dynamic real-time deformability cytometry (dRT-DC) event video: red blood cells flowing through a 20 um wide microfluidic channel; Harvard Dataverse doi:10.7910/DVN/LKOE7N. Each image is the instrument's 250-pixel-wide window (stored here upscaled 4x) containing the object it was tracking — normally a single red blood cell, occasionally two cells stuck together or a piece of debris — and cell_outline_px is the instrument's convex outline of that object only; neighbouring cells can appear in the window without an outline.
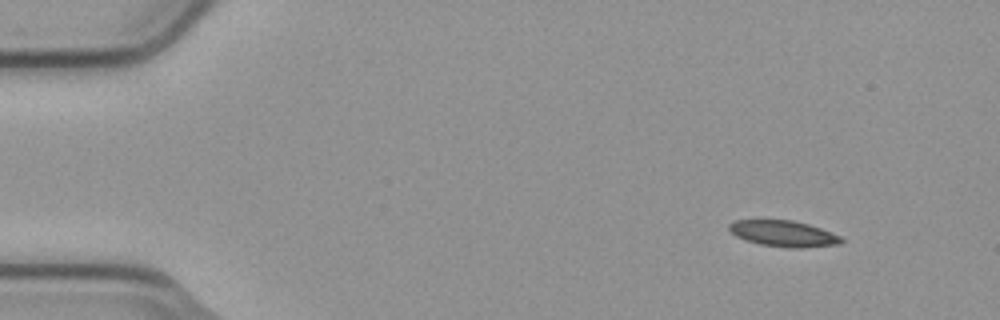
{"species": "common noctule bat (a hibernating species)", "species_latin": "Nyctalus noctula", "temperature_condition": "cold", "stored_images_in_passage": 4, "camera_frame_rate_fps": 3000, "um_per_image_px": 0.085, "animal": {"sex": "male", "body_mass_g": 23.1, "forearm_length_mm": 52.7}, "frame": {"image": 1, "passage_image": 1, "time_ms": 0.0, "image_size_px": [1000, 320], "cell_outline_px": [[844, 240], [840, 244], [804, 248], [792, 248], [760, 244], [736, 236], [728, 228], [728, 224], [732, 220], [792, 220], [808, 224], [820, 228], [840, 236]], "centroid_in_image_um": [66.6, 19.85], "position_along_channel_um": 18.4, "area_um2": 16.94}}
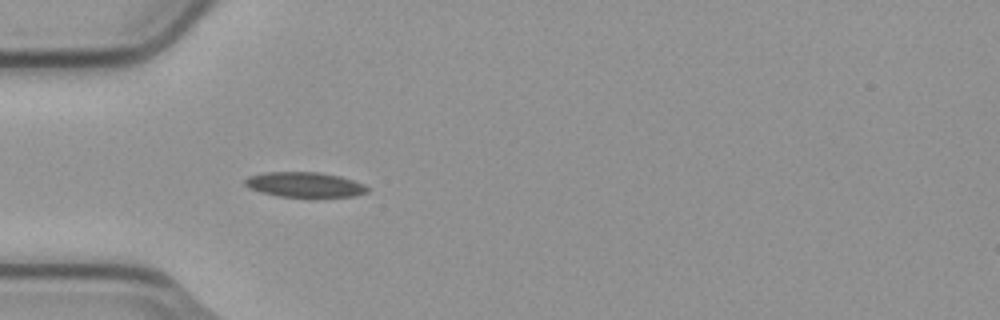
{"frame": {"image": 2, "passage_image": 4, "time_ms": 1.0, "image_size_px": [1000, 320], "cell_outline_px": [[368, 192], [356, 196], [316, 200], [276, 196], [260, 192], [248, 188], [244, 184], [244, 180], [248, 176], [264, 172], [320, 172], [340, 176], [364, 184], [368, 188]], "centroid_in_image_um": [25.92, 15.75], "position_along_channel_um": 59.1, "area_um2": 18.96}}